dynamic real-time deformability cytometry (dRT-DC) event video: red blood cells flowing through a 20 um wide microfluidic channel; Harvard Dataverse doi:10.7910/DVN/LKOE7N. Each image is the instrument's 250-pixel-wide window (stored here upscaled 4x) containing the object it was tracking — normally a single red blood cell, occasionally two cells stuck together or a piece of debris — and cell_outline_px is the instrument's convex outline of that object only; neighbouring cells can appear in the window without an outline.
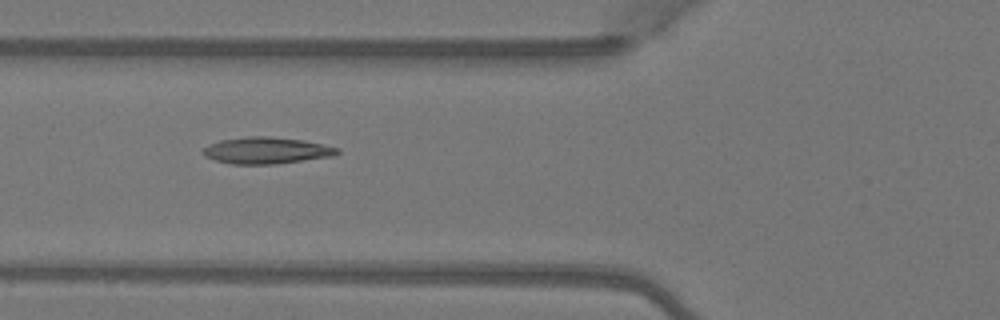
{"species": "Egyptian fruit bat (a non-hibernating species)", "species_latin": "Rousettus aegyptiacus", "temperature_condition": "warm", "stored_images_in_passage": 6, "camera_frame_rate_fps": 3000, "um_per_image_px": 0.085, "animal": {"sex": "female"}, "frame": {"image": 1, "passage_image": 3, "time_ms": 0.667, "image_size_px": [1000, 320], "cell_outline_px": [[340, 152], [332, 156], [276, 164], [232, 164], [216, 160], [204, 156], [200, 152], [204, 148], [220, 140], [248, 136], [268, 136], [304, 140], [340, 148]], "centroid_in_image_um": [22.65, 12.79], "position_along_channel_um": 103.1, "area_um2": 20.75}}
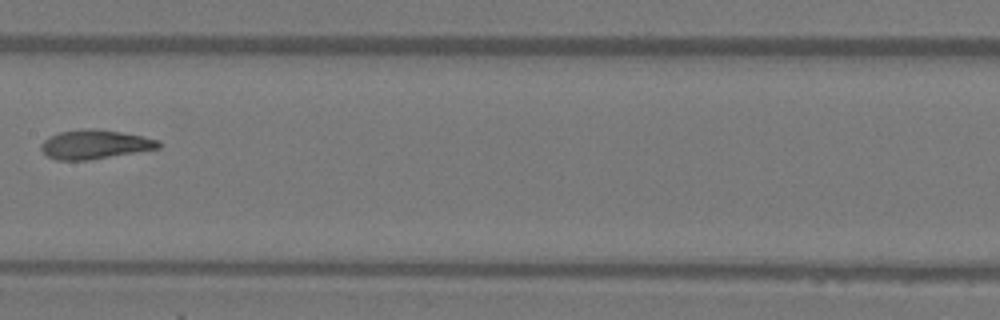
{"frame": {"image": 2, "passage_image": 5, "time_ms": 1.333, "image_size_px": [1000, 320], "cell_outline_px": [[160, 148], [88, 160], [56, 160], [48, 156], [40, 148], [40, 144], [48, 136], [60, 132], [84, 128], [88, 128], [120, 132], [160, 140]], "centroid_in_image_um": [8.02, 12.27], "position_along_channel_um": 199.4, "area_um2": 19.71}}
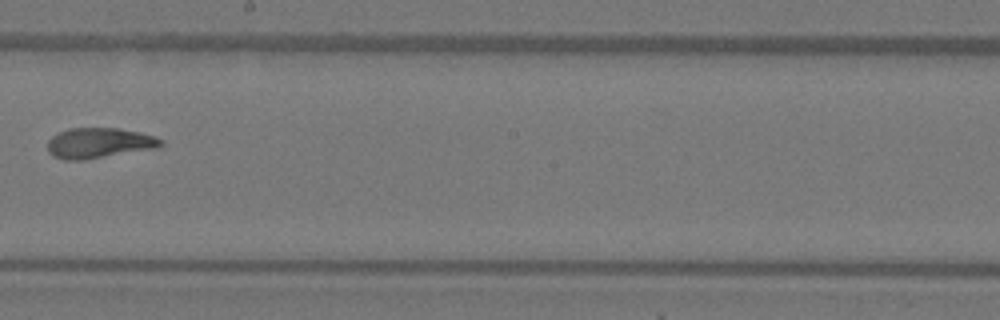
{"frame": {"image": 3, "passage_image": 6, "time_ms": 1.667, "image_size_px": [1000, 320], "cell_outline_px": [[164, 144], [160, 148], [84, 160], [64, 160], [52, 156], [48, 152], [48, 140], [52, 136], [68, 128], [120, 128], [140, 132], [156, 136], [164, 140]], "centroid_in_image_um": [8.47, 12.16], "position_along_channel_um": 239.7, "area_um2": 20.46}}